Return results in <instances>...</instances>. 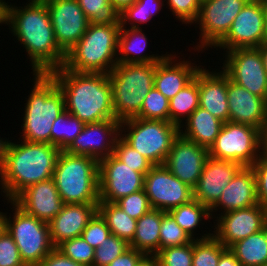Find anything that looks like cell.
I'll use <instances>...</instances> for the list:
<instances>
[{
    "mask_svg": "<svg viewBox=\"0 0 267 266\" xmlns=\"http://www.w3.org/2000/svg\"><path fill=\"white\" fill-rule=\"evenodd\" d=\"M219 67L231 81L267 101V71L258 47L226 51ZM225 58V59H224Z\"/></svg>",
    "mask_w": 267,
    "mask_h": 266,
    "instance_id": "7c38bea8",
    "label": "cell"
},
{
    "mask_svg": "<svg viewBox=\"0 0 267 266\" xmlns=\"http://www.w3.org/2000/svg\"><path fill=\"white\" fill-rule=\"evenodd\" d=\"M10 141L12 140H8L7 138L2 139L0 137V170L4 166L6 155H7V149H8Z\"/></svg>",
    "mask_w": 267,
    "mask_h": 266,
    "instance_id": "db71d44e",
    "label": "cell"
},
{
    "mask_svg": "<svg viewBox=\"0 0 267 266\" xmlns=\"http://www.w3.org/2000/svg\"><path fill=\"white\" fill-rule=\"evenodd\" d=\"M49 74L65 99V110L83 123L115 119L108 74L76 72L63 66Z\"/></svg>",
    "mask_w": 267,
    "mask_h": 266,
    "instance_id": "7a4b0ae2",
    "label": "cell"
},
{
    "mask_svg": "<svg viewBox=\"0 0 267 266\" xmlns=\"http://www.w3.org/2000/svg\"><path fill=\"white\" fill-rule=\"evenodd\" d=\"M120 24H89L82 38L67 52L63 67L76 72L109 74L118 64Z\"/></svg>",
    "mask_w": 267,
    "mask_h": 266,
    "instance_id": "5b68a950",
    "label": "cell"
},
{
    "mask_svg": "<svg viewBox=\"0 0 267 266\" xmlns=\"http://www.w3.org/2000/svg\"><path fill=\"white\" fill-rule=\"evenodd\" d=\"M169 213L174 217L177 224L188 234L193 240L196 239H205L211 237L213 233H211L209 229L208 231H203L202 235H199L195 232L197 231L200 225H205L203 220L208 221L207 219H211L210 210L204 206L202 203L197 201L196 199L191 200L185 204H182L172 210ZM205 232V234H204ZM198 235V236H196Z\"/></svg>",
    "mask_w": 267,
    "mask_h": 266,
    "instance_id": "f546056e",
    "label": "cell"
},
{
    "mask_svg": "<svg viewBox=\"0 0 267 266\" xmlns=\"http://www.w3.org/2000/svg\"><path fill=\"white\" fill-rule=\"evenodd\" d=\"M98 213L105 220L111 234L130 243L136 232L137 220L131 218L117 204L100 201Z\"/></svg>",
    "mask_w": 267,
    "mask_h": 266,
    "instance_id": "d6a6232c",
    "label": "cell"
},
{
    "mask_svg": "<svg viewBox=\"0 0 267 266\" xmlns=\"http://www.w3.org/2000/svg\"><path fill=\"white\" fill-rule=\"evenodd\" d=\"M266 41L262 0H249L235 17L227 35L214 47L223 52L259 47Z\"/></svg>",
    "mask_w": 267,
    "mask_h": 266,
    "instance_id": "5bb4252c",
    "label": "cell"
},
{
    "mask_svg": "<svg viewBox=\"0 0 267 266\" xmlns=\"http://www.w3.org/2000/svg\"><path fill=\"white\" fill-rule=\"evenodd\" d=\"M111 234L105 220L97 212L82 232V237L94 249L98 248Z\"/></svg>",
    "mask_w": 267,
    "mask_h": 266,
    "instance_id": "bcb514c9",
    "label": "cell"
},
{
    "mask_svg": "<svg viewBox=\"0 0 267 266\" xmlns=\"http://www.w3.org/2000/svg\"><path fill=\"white\" fill-rule=\"evenodd\" d=\"M9 203L14 212L12 217L6 212V230L15 241L24 264L37 266L55 248L49 224L27 214L13 201H7V205Z\"/></svg>",
    "mask_w": 267,
    "mask_h": 266,
    "instance_id": "9c48e42d",
    "label": "cell"
},
{
    "mask_svg": "<svg viewBox=\"0 0 267 266\" xmlns=\"http://www.w3.org/2000/svg\"><path fill=\"white\" fill-rule=\"evenodd\" d=\"M18 140L10 141L0 170V193L7 201L28 186L52 178L61 151L52 144Z\"/></svg>",
    "mask_w": 267,
    "mask_h": 266,
    "instance_id": "3957f363",
    "label": "cell"
},
{
    "mask_svg": "<svg viewBox=\"0 0 267 266\" xmlns=\"http://www.w3.org/2000/svg\"><path fill=\"white\" fill-rule=\"evenodd\" d=\"M261 155L267 157V122L261 129Z\"/></svg>",
    "mask_w": 267,
    "mask_h": 266,
    "instance_id": "9f6ffc18",
    "label": "cell"
},
{
    "mask_svg": "<svg viewBox=\"0 0 267 266\" xmlns=\"http://www.w3.org/2000/svg\"><path fill=\"white\" fill-rule=\"evenodd\" d=\"M264 19H265V32H266V41H267V0H262Z\"/></svg>",
    "mask_w": 267,
    "mask_h": 266,
    "instance_id": "91938a15",
    "label": "cell"
},
{
    "mask_svg": "<svg viewBox=\"0 0 267 266\" xmlns=\"http://www.w3.org/2000/svg\"><path fill=\"white\" fill-rule=\"evenodd\" d=\"M57 249L77 263L93 266L95 249L82 236L64 241Z\"/></svg>",
    "mask_w": 267,
    "mask_h": 266,
    "instance_id": "b9f144b4",
    "label": "cell"
},
{
    "mask_svg": "<svg viewBox=\"0 0 267 266\" xmlns=\"http://www.w3.org/2000/svg\"><path fill=\"white\" fill-rule=\"evenodd\" d=\"M99 161L61 150L52 179L65 204L99 203Z\"/></svg>",
    "mask_w": 267,
    "mask_h": 266,
    "instance_id": "8992f818",
    "label": "cell"
},
{
    "mask_svg": "<svg viewBox=\"0 0 267 266\" xmlns=\"http://www.w3.org/2000/svg\"><path fill=\"white\" fill-rule=\"evenodd\" d=\"M84 126L85 123L65 110L53 122L51 144L60 150H65L83 130Z\"/></svg>",
    "mask_w": 267,
    "mask_h": 266,
    "instance_id": "e575fe53",
    "label": "cell"
},
{
    "mask_svg": "<svg viewBox=\"0 0 267 266\" xmlns=\"http://www.w3.org/2000/svg\"><path fill=\"white\" fill-rule=\"evenodd\" d=\"M156 63H118L108 74L112 105L119 122L139 115L144 98L154 87Z\"/></svg>",
    "mask_w": 267,
    "mask_h": 266,
    "instance_id": "52a82bcc",
    "label": "cell"
},
{
    "mask_svg": "<svg viewBox=\"0 0 267 266\" xmlns=\"http://www.w3.org/2000/svg\"><path fill=\"white\" fill-rule=\"evenodd\" d=\"M243 266L267 265V226L229 247Z\"/></svg>",
    "mask_w": 267,
    "mask_h": 266,
    "instance_id": "4dcf8cb0",
    "label": "cell"
},
{
    "mask_svg": "<svg viewBox=\"0 0 267 266\" xmlns=\"http://www.w3.org/2000/svg\"><path fill=\"white\" fill-rule=\"evenodd\" d=\"M256 204H258V199L254 170L251 166L242 167L223 190L217 203L210 209V215L212 219H215L221 213L247 208ZM216 211L220 214H217Z\"/></svg>",
    "mask_w": 267,
    "mask_h": 266,
    "instance_id": "cb8c5ba5",
    "label": "cell"
},
{
    "mask_svg": "<svg viewBox=\"0 0 267 266\" xmlns=\"http://www.w3.org/2000/svg\"><path fill=\"white\" fill-rule=\"evenodd\" d=\"M194 240L191 243L159 250L160 266H193Z\"/></svg>",
    "mask_w": 267,
    "mask_h": 266,
    "instance_id": "7bdbcfd3",
    "label": "cell"
},
{
    "mask_svg": "<svg viewBox=\"0 0 267 266\" xmlns=\"http://www.w3.org/2000/svg\"><path fill=\"white\" fill-rule=\"evenodd\" d=\"M261 131L246 124L225 122L209 149L215 159L251 166L261 155Z\"/></svg>",
    "mask_w": 267,
    "mask_h": 266,
    "instance_id": "30bf717a",
    "label": "cell"
},
{
    "mask_svg": "<svg viewBox=\"0 0 267 266\" xmlns=\"http://www.w3.org/2000/svg\"><path fill=\"white\" fill-rule=\"evenodd\" d=\"M143 28L121 27L118 37L117 62L126 64L157 63L169 52L159 55L145 53L148 37ZM144 53V54H143Z\"/></svg>",
    "mask_w": 267,
    "mask_h": 266,
    "instance_id": "4316f807",
    "label": "cell"
},
{
    "mask_svg": "<svg viewBox=\"0 0 267 266\" xmlns=\"http://www.w3.org/2000/svg\"><path fill=\"white\" fill-rule=\"evenodd\" d=\"M6 230V213L0 211V236Z\"/></svg>",
    "mask_w": 267,
    "mask_h": 266,
    "instance_id": "680465c9",
    "label": "cell"
},
{
    "mask_svg": "<svg viewBox=\"0 0 267 266\" xmlns=\"http://www.w3.org/2000/svg\"><path fill=\"white\" fill-rule=\"evenodd\" d=\"M89 24H120V13L110 0H77Z\"/></svg>",
    "mask_w": 267,
    "mask_h": 266,
    "instance_id": "d590c367",
    "label": "cell"
},
{
    "mask_svg": "<svg viewBox=\"0 0 267 266\" xmlns=\"http://www.w3.org/2000/svg\"><path fill=\"white\" fill-rule=\"evenodd\" d=\"M12 201L24 212L45 223L59 214L65 204L52 178L28 186Z\"/></svg>",
    "mask_w": 267,
    "mask_h": 266,
    "instance_id": "44dd1931",
    "label": "cell"
},
{
    "mask_svg": "<svg viewBox=\"0 0 267 266\" xmlns=\"http://www.w3.org/2000/svg\"><path fill=\"white\" fill-rule=\"evenodd\" d=\"M113 155L133 170L145 175L154 166L151 161L133 149L120 136L116 139Z\"/></svg>",
    "mask_w": 267,
    "mask_h": 266,
    "instance_id": "ab89813d",
    "label": "cell"
},
{
    "mask_svg": "<svg viewBox=\"0 0 267 266\" xmlns=\"http://www.w3.org/2000/svg\"><path fill=\"white\" fill-rule=\"evenodd\" d=\"M9 3H11V2H6L5 0H0V9L2 10V11H4L5 10V8H6V6L9 4Z\"/></svg>",
    "mask_w": 267,
    "mask_h": 266,
    "instance_id": "94428289",
    "label": "cell"
},
{
    "mask_svg": "<svg viewBox=\"0 0 267 266\" xmlns=\"http://www.w3.org/2000/svg\"><path fill=\"white\" fill-rule=\"evenodd\" d=\"M239 163L208 157L202 174L193 188V198L209 210L217 203L223 190L242 168Z\"/></svg>",
    "mask_w": 267,
    "mask_h": 266,
    "instance_id": "ffe728a7",
    "label": "cell"
},
{
    "mask_svg": "<svg viewBox=\"0 0 267 266\" xmlns=\"http://www.w3.org/2000/svg\"><path fill=\"white\" fill-rule=\"evenodd\" d=\"M211 228L213 236L225 247L255 234L267 226V208L259 203L247 208L221 213Z\"/></svg>",
    "mask_w": 267,
    "mask_h": 266,
    "instance_id": "9a60e30c",
    "label": "cell"
},
{
    "mask_svg": "<svg viewBox=\"0 0 267 266\" xmlns=\"http://www.w3.org/2000/svg\"><path fill=\"white\" fill-rule=\"evenodd\" d=\"M229 122L246 124L261 131L267 122V101L231 81L227 75Z\"/></svg>",
    "mask_w": 267,
    "mask_h": 266,
    "instance_id": "7402d4cb",
    "label": "cell"
},
{
    "mask_svg": "<svg viewBox=\"0 0 267 266\" xmlns=\"http://www.w3.org/2000/svg\"><path fill=\"white\" fill-rule=\"evenodd\" d=\"M145 254L134 248H129L113 260L108 266H136Z\"/></svg>",
    "mask_w": 267,
    "mask_h": 266,
    "instance_id": "f907efd6",
    "label": "cell"
},
{
    "mask_svg": "<svg viewBox=\"0 0 267 266\" xmlns=\"http://www.w3.org/2000/svg\"><path fill=\"white\" fill-rule=\"evenodd\" d=\"M199 107L207 110L223 123L229 122L227 102V74L201 65L199 69Z\"/></svg>",
    "mask_w": 267,
    "mask_h": 266,
    "instance_id": "484cf974",
    "label": "cell"
},
{
    "mask_svg": "<svg viewBox=\"0 0 267 266\" xmlns=\"http://www.w3.org/2000/svg\"><path fill=\"white\" fill-rule=\"evenodd\" d=\"M25 6L8 4L3 25L20 42L30 59L31 73H49L64 65L66 54L56 43L47 6L43 0H29Z\"/></svg>",
    "mask_w": 267,
    "mask_h": 266,
    "instance_id": "6da1fadb",
    "label": "cell"
},
{
    "mask_svg": "<svg viewBox=\"0 0 267 266\" xmlns=\"http://www.w3.org/2000/svg\"><path fill=\"white\" fill-rule=\"evenodd\" d=\"M47 6L59 48L67 52L82 38L89 20L77 0H43Z\"/></svg>",
    "mask_w": 267,
    "mask_h": 266,
    "instance_id": "e0dca14e",
    "label": "cell"
},
{
    "mask_svg": "<svg viewBox=\"0 0 267 266\" xmlns=\"http://www.w3.org/2000/svg\"><path fill=\"white\" fill-rule=\"evenodd\" d=\"M226 249L213 235L194 240L193 266H218L221 254Z\"/></svg>",
    "mask_w": 267,
    "mask_h": 266,
    "instance_id": "8d00e7d4",
    "label": "cell"
},
{
    "mask_svg": "<svg viewBox=\"0 0 267 266\" xmlns=\"http://www.w3.org/2000/svg\"><path fill=\"white\" fill-rule=\"evenodd\" d=\"M3 25V11L0 9V26Z\"/></svg>",
    "mask_w": 267,
    "mask_h": 266,
    "instance_id": "6125c7cd",
    "label": "cell"
},
{
    "mask_svg": "<svg viewBox=\"0 0 267 266\" xmlns=\"http://www.w3.org/2000/svg\"><path fill=\"white\" fill-rule=\"evenodd\" d=\"M251 168L256 177L258 203L267 208V157L260 155Z\"/></svg>",
    "mask_w": 267,
    "mask_h": 266,
    "instance_id": "c3c4849f",
    "label": "cell"
},
{
    "mask_svg": "<svg viewBox=\"0 0 267 266\" xmlns=\"http://www.w3.org/2000/svg\"><path fill=\"white\" fill-rule=\"evenodd\" d=\"M164 213L151 209L137 220L134 238L129 243L131 248L146 255H155L159 251L160 226Z\"/></svg>",
    "mask_w": 267,
    "mask_h": 266,
    "instance_id": "f1b7e54d",
    "label": "cell"
},
{
    "mask_svg": "<svg viewBox=\"0 0 267 266\" xmlns=\"http://www.w3.org/2000/svg\"><path fill=\"white\" fill-rule=\"evenodd\" d=\"M168 9L182 24L193 25L200 11L201 0H165Z\"/></svg>",
    "mask_w": 267,
    "mask_h": 266,
    "instance_id": "f6af8a7d",
    "label": "cell"
},
{
    "mask_svg": "<svg viewBox=\"0 0 267 266\" xmlns=\"http://www.w3.org/2000/svg\"><path fill=\"white\" fill-rule=\"evenodd\" d=\"M99 200L115 203L144 189L145 174L133 170L113 154L99 161Z\"/></svg>",
    "mask_w": 267,
    "mask_h": 266,
    "instance_id": "2e32d148",
    "label": "cell"
},
{
    "mask_svg": "<svg viewBox=\"0 0 267 266\" xmlns=\"http://www.w3.org/2000/svg\"><path fill=\"white\" fill-rule=\"evenodd\" d=\"M209 157V149L183 138L180 134L173 141L164 165L192 189L196 186Z\"/></svg>",
    "mask_w": 267,
    "mask_h": 266,
    "instance_id": "d6986e66",
    "label": "cell"
},
{
    "mask_svg": "<svg viewBox=\"0 0 267 266\" xmlns=\"http://www.w3.org/2000/svg\"><path fill=\"white\" fill-rule=\"evenodd\" d=\"M164 2L165 0H137L120 13V26L126 27L128 24V28H141L163 9L166 5ZM142 23L143 25H140Z\"/></svg>",
    "mask_w": 267,
    "mask_h": 266,
    "instance_id": "836d02e7",
    "label": "cell"
},
{
    "mask_svg": "<svg viewBox=\"0 0 267 266\" xmlns=\"http://www.w3.org/2000/svg\"><path fill=\"white\" fill-rule=\"evenodd\" d=\"M137 0H110L115 9L122 13L126 8L133 5Z\"/></svg>",
    "mask_w": 267,
    "mask_h": 266,
    "instance_id": "11a10c76",
    "label": "cell"
},
{
    "mask_svg": "<svg viewBox=\"0 0 267 266\" xmlns=\"http://www.w3.org/2000/svg\"><path fill=\"white\" fill-rule=\"evenodd\" d=\"M0 266H26L15 241L7 230L0 236Z\"/></svg>",
    "mask_w": 267,
    "mask_h": 266,
    "instance_id": "7dc6e473",
    "label": "cell"
},
{
    "mask_svg": "<svg viewBox=\"0 0 267 266\" xmlns=\"http://www.w3.org/2000/svg\"><path fill=\"white\" fill-rule=\"evenodd\" d=\"M260 50V53L262 54V60L264 67L267 71V41H265L261 46L258 47Z\"/></svg>",
    "mask_w": 267,
    "mask_h": 266,
    "instance_id": "6f0895ef",
    "label": "cell"
},
{
    "mask_svg": "<svg viewBox=\"0 0 267 266\" xmlns=\"http://www.w3.org/2000/svg\"><path fill=\"white\" fill-rule=\"evenodd\" d=\"M173 53L175 54L173 55ZM177 55L175 51H172V54L170 52L156 63L154 87L168 100L190 83L201 68L196 61L192 63L189 58L186 59L184 56L182 61V58Z\"/></svg>",
    "mask_w": 267,
    "mask_h": 266,
    "instance_id": "603a6c76",
    "label": "cell"
},
{
    "mask_svg": "<svg viewBox=\"0 0 267 266\" xmlns=\"http://www.w3.org/2000/svg\"><path fill=\"white\" fill-rule=\"evenodd\" d=\"M37 266H85L66 257L57 248H54L47 257Z\"/></svg>",
    "mask_w": 267,
    "mask_h": 266,
    "instance_id": "681fc988",
    "label": "cell"
},
{
    "mask_svg": "<svg viewBox=\"0 0 267 266\" xmlns=\"http://www.w3.org/2000/svg\"><path fill=\"white\" fill-rule=\"evenodd\" d=\"M144 191L152 209L164 212L193 200V189L164 165H154L145 175Z\"/></svg>",
    "mask_w": 267,
    "mask_h": 266,
    "instance_id": "4fadbf2b",
    "label": "cell"
},
{
    "mask_svg": "<svg viewBox=\"0 0 267 266\" xmlns=\"http://www.w3.org/2000/svg\"><path fill=\"white\" fill-rule=\"evenodd\" d=\"M249 0H201L194 25L200 30L196 52L214 48L228 33L235 17ZM196 48V49H195Z\"/></svg>",
    "mask_w": 267,
    "mask_h": 266,
    "instance_id": "8fae6325",
    "label": "cell"
},
{
    "mask_svg": "<svg viewBox=\"0 0 267 266\" xmlns=\"http://www.w3.org/2000/svg\"><path fill=\"white\" fill-rule=\"evenodd\" d=\"M137 118L170 121L169 100L153 87L144 98Z\"/></svg>",
    "mask_w": 267,
    "mask_h": 266,
    "instance_id": "f35d334b",
    "label": "cell"
},
{
    "mask_svg": "<svg viewBox=\"0 0 267 266\" xmlns=\"http://www.w3.org/2000/svg\"><path fill=\"white\" fill-rule=\"evenodd\" d=\"M179 130L177 125L164 120L135 117L120 122V137L154 165L165 163Z\"/></svg>",
    "mask_w": 267,
    "mask_h": 266,
    "instance_id": "ba28073f",
    "label": "cell"
},
{
    "mask_svg": "<svg viewBox=\"0 0 267 266\" xmlns=\"http://www.w3.org/2000/svg\"><path fill=\"white\" fill-rule=\"evenodd\" d=\"M218 266H243L235 257V255L227 248L222 254L218 262Z\"/></svg>",
    "mask_w": 267,
    "mask_h": 266,
    "instance_id": "816d5d0a",
    "label": "cell"
},
{
    "mask_svg": "<svg viewBox=\"0 0 267 266\" xmlns=\"http://www.w3.org/2000/svg\"><path fill=\"white\" fill-rule=\"evenodd\" d=\"M129 248L130 245L126 240L110 234L105 241L95 249L93 266H108Z\"/></svg>",
    "mask_w": 267,
    "mask_h": 266,
    "instance_id": "60d3db41",
    "label": "cell"
},
{
    "mask_svg": "<svg viewBox=\"0 0 267 266\" xmlns=\"http://www.w3.org/2000/svg\"><path fill=\"white\" fill-rule=\"evenodd\" d=\"M119 136L120 122L117 119L87 123L65 151L73 155L90 156L100 161L113 154Z\"/></svg>",
    "mask_w": 267,
    "mask_h": 266,
    "instance_id": "ac0fdd59",
    "label": "cell"
},
{
    "mask_svg": "<svg viewBox=\"0 0 267 266\" xmlns=\"http://www.w3.org/2000/svg\"><path fill=\"white\" fill-rule=\"evenodd\" d=\"M222 126L221 120L207 110L198 107L181 125L179 132L183 138L210 149Z\"/></svg>",
    "mask_w": 267,
    "mask_h": 266,
    "instance_id": "83f0119b",
    "label": "cell"
},
{
    "mask_svg": "<svg viewBox=\"0 0 267 266\" xmlns=\"http://www.w3.org/2000/svg\"><path fill=\"white\" fill-rule=\"evenodd\" d=\"M115 204L136 220L152 209L144 189L120 198Z\"/></svg>",
    "mask_w": 267,
    "mask_h": 266,
    "instance_id": "ee69618b",
    "label": "cell"
},
{
    "mask_svg": "<svg viewBox=\"0 0 267 266\" xmlns=\"http://www.w3.org/2000/svg\"><path fill=\"white\" fill-rule=\"evenodd\" d=\"M199 107V70L194 79L169 100L170 122L179 128Z\"/></svg>",
    "mask_w": 267,
    "mask_h": 266,
    "instance_id": "1f68e13d",
    "label": "cell"
},
{
    "mask_svg": "<svg viewBox=\"0 0 267 266\" xmlns=\"http://www.w3.org/2000/svg\"><path fill=\"white\" fill-rule=\"evenodd\" d=\"M193 239L176 222L174 217L165 212L160 226L159 250L191 243Z\"/></svg>",
    "mask_w": 267,
    "mask_h": 266,
    "instance_id": "74e56055",
    "label": "cell"
},
{
    "mask_svg": "<svg viewBox=\"0 0 267 266\" xmlns=\"http://www.w3.org/2000/svg\"><path fill=\"white\" fill-rule=\"evenodd\" d=\"M32 77L33 88L22 113L20 140L51 144L53 122L65 111L64 95L49 73H33Z\"/></svg>",
    "mask_w": 267,
    "mask_h": 266,
    "instance_id": "277c9868",
    "label": "cell"
},
{
    "mask_svg": "<svg viewBox=\"0 0 267 266\" xmlns=\"http://www.w3.org/2000/svg\"><path fill=\"white\" fill-rule=\"evenodd\" d=\"M136 266H160L156 255H144Z\"/></svg>",
    "mask_w": 267,
    "mask_h": 266,
    "instance_id": "f5cc1de1",
    "label": "cell"
},
{
    "mask_svg": "<svg viewBox=\"0 0 267 266\" xmlns=\"http://www.w3.org/2000/svg\"><path fill=\"white\" fill-rule=\"evenodd\" d=\"M98 212V203L64 204L61 212L48 224L55 248L64 241L80 237L89 221Z\"/></svg>",
    "mask_w": 267,
    "mask_h": 266,
    "instance_id": "d4e9b609",
    "label": "cell"
}]
</instances>
